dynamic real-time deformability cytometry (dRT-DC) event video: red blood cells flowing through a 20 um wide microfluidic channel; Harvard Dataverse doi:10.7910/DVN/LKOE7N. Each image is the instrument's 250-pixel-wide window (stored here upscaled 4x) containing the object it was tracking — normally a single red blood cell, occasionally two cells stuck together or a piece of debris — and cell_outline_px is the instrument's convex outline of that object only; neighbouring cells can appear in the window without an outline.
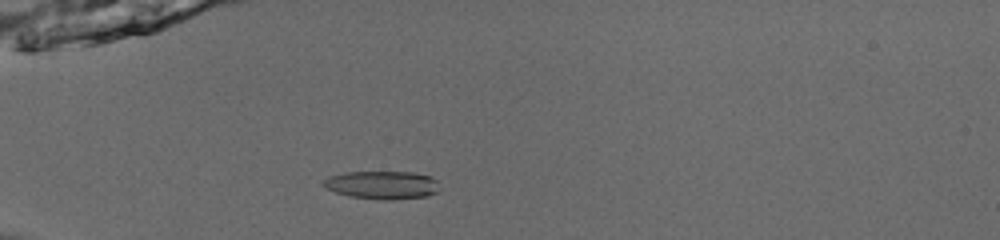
{"species": "common noctule bat (a hibernating species)", "species_latin": "Nyctalus noctula", "temperature_condition": "room temperature", "stored_images_in_passage": 52, "camera_frame_rate_fps": 3000, "um_per_image_px": 0.085, "animal": {"sex": "male", "body_mass_g": 13.0, "forearm_length_mm": 53.1}, "frame": {"image": 1, "passage_image": 17, "time_ms": 5.333, "image_size_px": [1000, 240], "cell_outline_px": [[440, 188], [436, 192], [428, 196], [392, 200], [384, 200], [348, 196], [336, 192], [320, 184], [328, 176], [344, 172], [412, 172], [432, 176], [436, 180]], "centroid_in_image_um": [32.5, 15.72], "position_along_channel_um": 52.5, "area_um2": 19.19}}
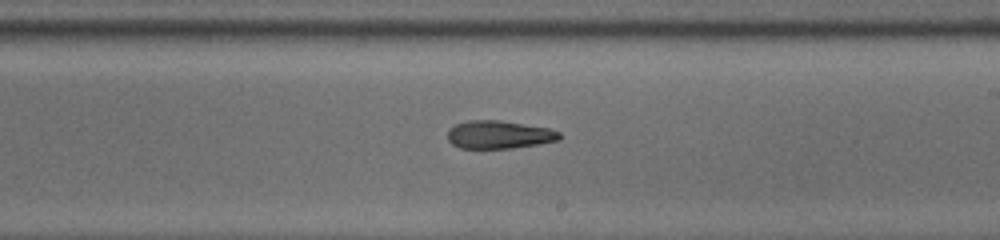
{"frame": {"image": 2, "passage_image": 33, "time_ms": 10.667, "image_size_px": [1000, 240], "cell_outline_px": [[560, 140], [512, 148], [460, 148], [452, 144], [448, 140], [448, 128], [456, 124], [468, 120], [500, 120], [548, 128], [560, 132]], "centroid_in_image_um": [42.39, 11.44], "position_along_channel_um": 246.6, "area_um2": 18.21}}
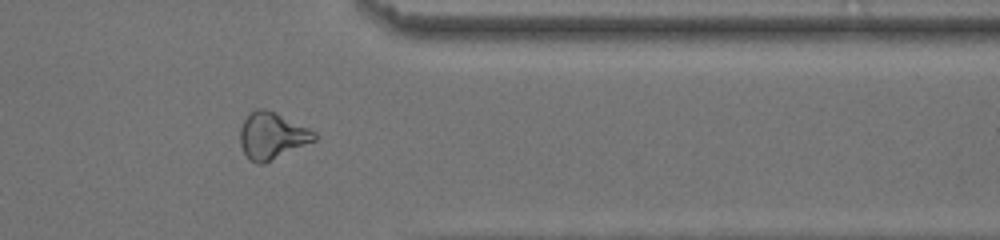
{"frame": {"image": 3, "passage_image": 44, "time_ms": 14.333, "image_size_px": [1000, 240], "cell_outline_px": [[316, 140], [264, 164], [256, 164], [244, 152], [240, 144], [240, 128], [244, 120], [256, 108], [264, 108], [308, 128], [316, 132]], "centroid_in_image_um": [23.11, 11.56], "position_along_channel_um": 388.3, "area_um2": 19.83}, "authors_computed_cell_mechanics": {"area_um2": 19.2185, "velocity_mm_per_s": 3.9708, "shape_relaxation_time_tau1_ms": null, "shape_relaxation_time_tau2_ms": 5.6947, "deformation_change_tau1": null, "deformation_change_tau2": 0.1633}}